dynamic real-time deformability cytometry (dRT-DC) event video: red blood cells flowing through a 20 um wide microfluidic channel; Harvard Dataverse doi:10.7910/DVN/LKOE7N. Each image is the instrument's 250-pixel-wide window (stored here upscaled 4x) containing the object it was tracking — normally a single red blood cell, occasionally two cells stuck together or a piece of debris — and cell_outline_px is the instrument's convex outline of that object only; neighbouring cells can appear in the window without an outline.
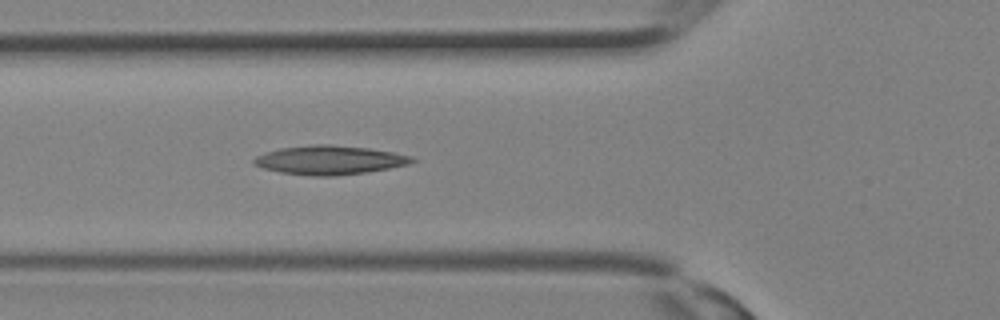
{"species": "Egyptian fruit bat (a non-hibernating species)", "species_latin": "Rousettus aegyptiacus", "temperature_condition": "room temperature", "stored_images_in_passage": 9, "camera_frame_rate_fps": 3000, "um_per_image_px": 0.085, "animal": {"sex": "female"}, "frame": {"image": 1, "passage_image": 9, "time_ms": 2.667, "image_size_px": [1000, 320], "cell_outline_px": [[416, 160], [408, 164], [388, 168], [364, 172], [332, 176], [312, 176], [280, 172], [264, 168], [252, 164], [252, 160], [256, 156], [264, 152], [280, 148], [312, 144], [328, 144], [368, 148], [392, 152], [412, 156]], "centroid_in_image_um": [27.96, 13.6], "position_along_channel_um": 97.8, "area_um2": 26.53}}